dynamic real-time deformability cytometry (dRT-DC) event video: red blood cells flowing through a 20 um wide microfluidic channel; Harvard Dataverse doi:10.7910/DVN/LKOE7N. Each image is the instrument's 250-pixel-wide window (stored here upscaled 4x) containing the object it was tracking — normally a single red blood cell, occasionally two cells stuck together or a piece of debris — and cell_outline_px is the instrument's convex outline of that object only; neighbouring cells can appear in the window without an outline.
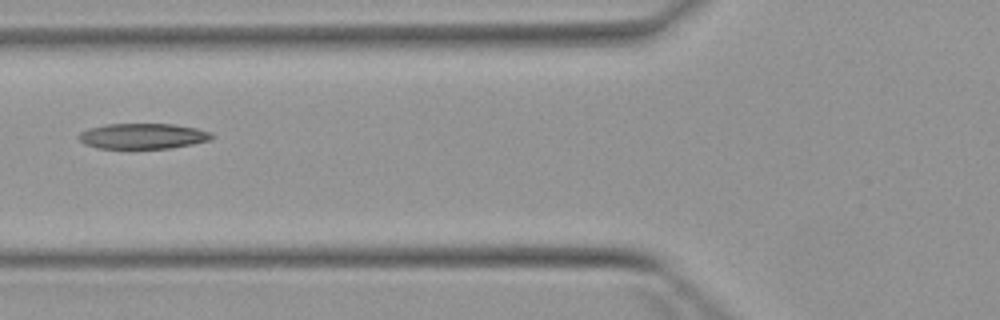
{"species": "Egyptian fruit bat (a non-hibernating species)", "species_latin": "Rousettus aegyptiacus", "temperature_condition": "warm", "stored_images_in_passage": 3, "camera_frame_rate_fps": 3000, "um_per_image_px": 0.085, "animal": {"sex": "female"}, "frame": {"image": 1, "passage_image": 3, "time_ms": 2.0, "image_size_px": [1000, 320], "cell_outline_px": [[216, 136], [208, 140], [192, 144], [172, 148], [96, 148], [84, 144], [76, 136], [80, 132], [88, 128], [104, 124], [172, 124], [196, 128], [212, 132]], "centroid_in_image_um": [12.12, 11.56], "position_along_channel_um": 113.7, "area_um2": 19.88}}